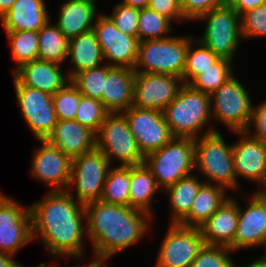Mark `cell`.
<instances>
[{
	"instance_id": "cell-25",
	"label": "cell",
	"mask_w": 266,
	"mask_h": 267,
	"mask_svg": "<svg viewBox=\"0 0 266 267\" xmlns=\"http://www.w3.org/2000/svg\"><path fill=\"white\" fill-rule=\"evenodd\" d=\"M49 20L45 0H16L0 19L5 32H38Z\"/></svg>"
},
{
	"instance_id": "cell-9",
	"label": "cell",
	"mask_w": 266,
	"mask_h": 267,
	"mask_svg": "<svg viewBox=\"0 0 266 267\" xmlns=\"http://www.w3.org/2000/svg\"><path fill=\"white\" fill-rule=\"evenodd\" d=\"M210 98L213 107L212 118L223 123L231 132L246 131L251 120L253 105L247 90L235 78V74L214 91Z\"/></svg>"
},
{
	"instance_id": "cell-30",
	"label": "cell",
	"mask_w": 266,
	"mask_h": 267,
	"mask_svg": "<svg viewBox=\"0 0 266 267\" xmlns=\"http://www.w3.org/2000/svg\"><path fill=\"white\" fill-rule=\"evenodd\" d=\"M38 59L63 65L68 56V39L50 20L38 31Z\"/></svg>"
},
{
	"instance_id": "cell-44",
	"label": "cell",
	"mask_w": 266,
	"mask_h": 267,
	"mask_svg": "<svg viewBox=\"0 0 266 267\" xmlns=\"http://www.w3.org/2000/svg\"><path fill=\"white\" fill-rule=\"evenodd\" d=\"M148 7L168 18L171 22L174 19L175 21L185 20L180 0H149Z\"/></svg>"
},
{
	"instance_id": "cell-22",
	"label": "cell",
	"mask_w": 266,
	"mask_h": 267,
	"mask_svg": "<svg viewBox=\"0 0 266 267\" xmlns=\"http://www.w3.org/2000/svg\"><path fill=\"white\" fill-rule=\"evenodd\" d=\"M47 140L71 160L96 148L95 133L75 120H58Z\"/></svg>"
},
{
	"instance_id": "cell-31",
	"label": "cell",
	"mask_w": 266,
	"mask_h": 267,
	"mask_svg": "<svg viewBox=\"0 0 266 267\" xmlns=\"http://www.w3.org/2000/svg\"><path fill=\"white\" fill-rule=\"evenodd\" d=\"M130 167H110L108 170L101 201L129 206Z\"/></svg>"
},
{
	"instance_id": "cell-53",
	"label": "cell",
	"mask_w": 266,
	"mask_h": 267,
	"mask_svg": "<svg viewBox=\"0 0 266 267\" xmlns=\"http://www.w3.org/2000/svg\"><path fill=\"white\" fill-rule=\"evenodd\" d=\"M45 265H46L45 263H41L39 267H46ZM23 267H25V266H23ZM47 267H49V266H47Z\"/></svg>"
},
{
	"instance_id": "cell-14",
	"label": "cell",
	"mask_w": 266,
	"mask_h": 267,
	"mask_svg": "<svg viewBox=\"0 0 266 267\" xmlns=\"http://www.w3.org/2000/svg\"><path fill=\"white\" fill-rule=\"evenodd\" d=\"M32 240L30 207L0 192V252L15 256Z\"/></svg>"
},
{
	"instance_id": "cell-49",
	"label": "cell",
	"mask_w": 266,
	"mask_h": 267,
	"mask_svg": "<svg viewBox=\"0 0 266 267\" xmlns=\"http://www.w3.org/2000/svg\"><path fill=\"white\" fill-rule=\"evenodd\" d=\"M95 259L90 262V264L86 265H81V266H75V267H106L105 262L107 261L106 259H102L99 256H94ZM49 267H59L57 265H51Z\"/></svg>"
},
{
	"instance_id": "cell-41",
	"label": "cell",
	"mask_w": 266,
	"mask_h": 267,
	"mask_svg": "<svg viewBox=\"0 0 266 267\" xmlns=\"http://www.w3.org/2000/svg\"><path fill=\"white\" fill-rule=\"evenodd\" d=\"M240 24L244 39L266 37V4L242 13Z\"/></svg>"
},
{
	"instance_id": "cell-38",
	"label": "cell",
	"mask_w": 266,
	"mask_h": 267,
	"mask_svg": "<svg viewBox=\"0 0 266 267\" xmlns=\"http://www.w3.org/2000/svg\"><path fill=\"white\" fill-rule=\"evenodd\" d=\"M82 95L69 81L53 97L54 110L58 120H74Z\"/></svg>"
},
{
	"instance_id": "cell-10",
	"label": "cell",
	"mask_w": 266,
	"mask_h": 267,
	"mask_svg": "<svg viewBox=\"0 0 266 267\" xmlns=\"http://www.w3.org/2000/svg\"><path fill=\"white\" fill-rule=\"evenodd\" d=\"M111 166L103 152L96 148L72 159L68 188L75 185L78 202L86 205L100 200Z\"/></svg>"
},
{
	"instance_id": "cell-15",
	"label": "cell",
	"mask_w": 266,
	"mask_h": 267,
	"mask_svg": "<svg viewBox=\"0 0 266 267\" xmlns=\"http://www.w3.org/2000/svg\"><path fill=\"white\" fill-rule=\"evenodd\" d=\"M105 63L111 67L135 68L139 41L121 32L106 14H99L93 27ZM111 62V64H110Z\"/></svg>"
},
{
	"instance_id": "cell-21",
	"label": "cell",
	"mask_w": 266,
	"mask_h": 267,
	"mask_svg": "<svg viewBox=\"0 0 266 267\" xmlns=\"http://www.w3.org/2000/svg\"><path fill=\"white\" fill-rule=\"evenodd\" d=\"M239 203L229 198L200 226L205 244L230 247L238 225Z\"/></svg>"
},
{
	"instance_id": "cell-20",
	"label": "cell",
	"mask_w": 266,
	"mask_h": 267,
	"mask_svg": "<svg viewBox=\"0 0 266 267\" xmlns=\"http://www.w3.org/2000/svg\"><path fill=\"white\" fill-rule=\"evenodd\" d=\"M61 68L60 64L35 59L23 64L13 75L24 86L54 95L70 81Z\"/></svg>"
},
{
	"instance_id": "cell-29",
	"label": "cell",
	"mask_w": 266,
	"mask_h": 267,
	"mask_svg": "<svg viewBox=\"0 0 266 267\" xmlns=\"http://www.w3.org/2000/svg\"><path fill=\"white\" fill-rule=\"evenodd\" d=\"M194 173L165 188L172 208L169 224H179L190 212L191 205L205 181L198 180Z\"/></svg>"
},
{
	"instance_id": "cell-33",
	"label": "cell",
	"mask_w": 266,
	"mask_h": 267,
	"mask_svg": "<svg viewBox=\"0 0 266 267\" xmlns=\"http://www.w3.org/2000/svg\"><path fill=\"white\" fill-rule=\"evenodd\" d=\"M172 22L149 7L140 9L138 41L160 40L170 37ZM169 34V35H168Z\"/></svg>"
},
{
	"instance_id": "cell-4",
	"label": "cell",
	"mask_w": 266,
	"mask_h": 267,
	"mask_svg": "<svg viewBox=\"0 0 266 267\" xmlns=\"http://www.w3.org/2000/svg\"><path fill=\"white\" fill-rule=\"evenodd\" d=\"M194 159V168L207 177L206 183L239 190H236L232 144H226L219 131L194 139Z\"/></svg>"
},
{
	"instance_id": "cell-52",
	"label": "cell",
	"mask_w": 266,
	"mask_h": 267,
	"mask_svg": "<svg viewBox=\"0 0 266 267\" xmlns=\"http://www.w3.org/2000/svg\"><path fill=\"white\" fill-rule=\"evenodd\" d=\"M259 192L265 197L266 199V187H264L263 189L259 190Z\"/></svg>"
},
{
	"instance_id": "cell-47",
	"label": "cell",
	"mask_w": 266,
	"mask_h": 267,
	"mask_svg": "<svg viewBox=\"0 0 266 267\" xmlns=\"http://www.w3.org/2000/svg\"><path fill=\"white\" fill-rule=\"evenodd\" d=\"M121 3L138 9L148 7L149 0H123Z\"/></svg>"
},
{
	"instance_id": "cell-28",
	"label": "cell",
	"mask_w": 266,
	"mask_h": 267,
	"mask_svg": "<svg viewBox=\"0 0 266 267\" xmlns=\"http://www.w3.org/2000/svg\"><path fill=\"white\" fill-rule=\"evenodd\" d=\"M162 189L155 177L143 163L130 167L129 207L152 216V199Z\"/></svg>"
},
{
	"instance_id": "cell-42",
	"label": "cell",
	"mask_w": 266,
	"mask_h": 267,
	"mask_svg": "<svg viewBox=\"0 0 266 267\" xmlns=\"http://www.w3.org/2000/svg\"><path fill=\"white\" fill-rule=\"evenodd\" d=\"M180 5L185 20L192 21L214 8L223 6V0H180Z\"/></svg>"
},
{
	"instance_id": "cell-26",
	"label": "cell",
	"mask_w": 266,
	"mask_h": 267,
	"mask_svg": "<svg viewBox=\"0 0 266 267\" xmlns=\"http://www.w3.org/2000/svg\"><path fill=\"white\" fill-rule=\"evenodd\" d=\"M73 70L67 76L71 79L75 74L101 66L104 57L101 46L93 30L82 33L68 40V56Z\"/></svg>"
},
{
	"instance_id": "cell-7",
	"label": "cell",
	"mask_w": 266,
	"mask_h": 267,
	"mask_svg": "<svg viewBox=\"0 0 266 267\" xmlns=\"http://www.w3.org/2000/svg\"><path fill=\"white\" fill-rule=\"evenodd\" d=\"M96 149L103 152L110 165L113 158L121 163L118 166L131 167L144 163L127 118L123 113H108L99 131L95 134Z\"/></svg>"
},
{
	"instance_id": "cell-12",
	"label": "cell",
	"mask_w": 266,
	"mask_h": 267,
	"mask_svg": "<svg viewBox=\"0 0 266 267\" xmlns=\"http://www.w3.org/2000/svg\"><path fill=\"white\" fill-rule=\"evenodd\" d=\"M204 245L200 228L170 224L158 249L155 267H190Z\"/></svg>"
},
{
	"instance_id": "cell-2",
	"label": "cell",
	"mask_w": 266,
	"mask_h": 267,
	"mask_svg": "<svg viewBox=\"0 0 266 267\" xmlns=\"http://www.w3.org/2000/svg\"><path fill=\"white\" fill-rule=\"evenodd\" d=\"M85 211L86 235L92 243L94 256L106 260L143 238L152 217L129 206L101 200L86 204Z\"/></svg>"
},
{
	"instance_id": "cell-11",
	"label": "cell",
	"mask_w": 266,
	"mask_h": 267,
	"mask_svg": "<svg viewBox=\"0 0 266 267\" xmlns=\"http://www.w3.org/2000/svg\"><path fill=\"white\" fill-rule=\"evenodd\" d=\"M13 80L21 117L37 140H46L58 122L52 101L53 95L24 86L14 75Z\"/></svg>"
},
{
	"instance_id": "cell-51",
	"label": "cell",
	"mask_w": 266,
	"mask_h": 267,
	"mask_svg": "<svg viewBox=\"0 0 266 267\" xmlns=\"http://www.w3.org/2000/svg\"><path fill=\"white\" fill-rule=\"evenodd\" d=\"M234 267H240V266L234 264ZM244 267H266V258L264 256H261L260 258L255 259L252 263H249Z\"/></svg>"
},
{
	"instance_id": "cell-24",
	"label": "cell",
	"mask_w": 266,
	"mask_h": 267,
	"mask_svg": "<svg viewBox=\"0 0 266 267\" xmlns=\"http://www.w3.org/2000/svg\"><path fill=\"white\" fill-rule=\"evenodd\" d=\"M60 7L55 24L68 40L93 30L99 16L96 0H67Z\"/></svg>"
},
{
	"instance_id": "cell-6",
	"label": "cell",
	"mask_w": 266,
	"mask_h": 267,
	"mask_svg": "<svg viewBox=\"0 0 266 267\" xmlns=\"http://www.w3.org/2000/svg\"><path fill=\"white\" fill-rule=\"evenodd\" d=\"M194 139L174 137L144 158V164L163 189L189 176L194 169Z\"/></svg>"
},
{
	"instance_id": "cell-36",
	"label": "cell",
	"mask_w": 266,
	"mask_h": 267,
	"mask_svg": "<svg viewBox=\"0 0 266 267\" xmlns=\"http://www.w3.org/2000/svg\"><path fill=\"white\" fill-rule=\"evenodd\" d=\"M194 46H196L194 48ZM220 59L209 48L194 39L188 47L186 66L183 72L184 84L189 85L199 74Z\"/></svg>"
},
{
	"instance_id": "cell-18",
	"label": "cell",
	"mask_w": 266,
	"mask_h": 267,
	"mask_svg": "<svg viewBox=\"0 0 266 267\" xmlns=\"http://www.w3.org/2000/svg\"><path fill=\"white\" fill-rule=\"evenodd\" d=\"M40 146L35 151L32 160L31 175L50 185L51 191H65L68 189L72 160L47 139L38 140Z\"/></svg>"
},
{
	"instance_id": "cell-35",
	"label": "cell",
	"mask_w": 266,
	"mask_h": 267,
	"mask_svg": "<svg viewBox=\"0 0 266 267\" xmlns=\"http://www.w3.org/2000/svg\"><path fill=\"white\" fill-rule=\"evenodd\" d=\"M232 62L231 60L220 58L210 68L199 74L189 85L195 90L211 95L234 75Z\"/></svg>"
},
{
	"instance_id": "cell-45",
	"label": "cell",
	"mask_w": 266,
	"mask_h": 267,
	"mask_svg": "<svg viewBox=\"0 0 266 267\" xmlns=\"http://www.w3.org/2000/svg\"><path fill=\"white\" fill-rule=\"evenodd\" d=\"M12 255L0 252V267H23L12 258Z\"/></svg>"
},
{
	"instance_id": "cell-19",
	"label": "cell",
	"mask_w": 266,
	"mask_h": 267,
	"mask_svg": "<svg viewBox=\"0 0 266 267\" xmlns=\"http://www.w3.org/2000/svg\"><path fill=\"white\" fill-rule=\"evenodd\" d=\"M248 200L246 210L239 205L238 225L233 244L229 247L234 252L266 244V199L256 191Z\"/></svg>"
},
{
	"instance_id": "cell-46",
	"label": "cell",
	"mask_w": 266,
	"mask_h": 267,
	"mask_svg": "<svg viewBox=\"0 0 266 267\" xmlns=\"http://www.w3.org/2000/svg\"><path fill=\"white\" fill-rule=\"evenodd\" d=\"M223 6L234 9L239 15L244 13V0H223Z\"/></svg>"
},
{
	"instance_id": "cell-40",
	"label": "cell",
	"mask_w": 266,
	"mask_h": 267,
	"mask_svg": "<svg viewBox=\"0 0 266 267\" xmlns=\"http://www.w3.org/2000/svg\"><path fill=\"white\" fill-rule=\"evenodd\" d=\"M139 12L140 9L120 2L114 7L112 14L107 16L121 32L138 39Z\"/></svg>"
},
{
	"instance_id": "cell-27",
	"label": "cell",
	"mask_w": 266,
	"mask_h": 267,
	"mask_svg": "<svg viewBox=\"0 0 266 267\" xmlns=\"http://www.w3.org/2000/svg\"><path fill=\"white\" fill-rule=\"evenodd\" d=\"M226 188L204 182L195 197L189 214L179 223L186 227H197L214 214L230 197L226 196Z\"/></svg>"
},
{
	"instance_id": "cell-16",
	"label": "cell",
	"mask_w": 266,
	"mask_h": 267,
	"mask_svg": "<svg viewBox=\"0 0 266 267\" xmlns=\"http://www.w3.org/2000/svg\"><path fill=\"white\" fill-rule=\"evenodd\" d=\"M184 85L183 78L178 76L136 72L132 106L163 112Z\"/></svg>"
},
{
	"instance_id": "cell-50",
	"label": "cell",
	"mask_w": 266,
	"mask_h": 267,
	"mask_svg": "<svg viewBox=\"0 0 266 267\" xmlns=\"http://www.w3.org/2000/svg\"><path fill=\"white\" fill-rule=\"evenodd\" d=\"M266 4V0H244V12Z\"/></svg>"
},
{
	"instance_id": "cell-48",
	"label": "cell",
	"mask_w": 266,
	"mask_h": 267,
	"mask_svg": "<svg viewBox=\"0 0 266 267\" xmlns=\"http://www.w3.org/2000/svg\"><path fill=\"white\" fill-rule=\"evenodd\" d=\"M16 0H0V19L3 18Z\"/></svg>"
},
{
	"instance_id": "cell-13",
	"label": "cell",
	"mask_w": 266,
	"mask_h": 267,
	"mask_svg": "<svg viewBox=\"0 0 266 267\" xmlns=\"http://www.w3.org/2000/svg\"><path fill=\"white\" fill-rule=\"evenodd\" d=\"M123 114L144 157L161 149L174 138L161 111L131 106Z\"/></svg>"
},
{
	"instance_id": "cell-3",
	"label": "cell",
	"mask_w": 266,
	"mask_h": 267,
	"mask_svg": "<svg viewBox=\"0 0 266 267\" xmlns=\"http://www.w3.org/2000/svg\"><path fill=\"white\" fill-rule=\"evenodd\" d=\"M211 108L209 94L185 84L177 97L163 110V114L174 137L197 139L218 131L209 126ZM205 127H208L207 130ZM203 129L205 130L202 132Z\"/></svg>"
},
{
	"instance_id": "cell-23",
	"label": "cell",
	"mask_w": 266,
	"mask_h": 267,
	"mask_svg": "<svg viewBox=\"0 0 266 267\" xmlns=\"http://www.w3.org/2000/svg\"><path fill=\"white\" fill-rule=\"evenodd\" d=\"M135 73L134 69L125 67L109 70L102 95L108 113H123L133 105Z\"/></svg>"
},
{
	"instance_id": "cell-32",
	"label": "cell",
	"mask_w": 266,
	"mask_h": 267,
	"mask_svg": "<svg viewBox=\"0 0 266 267\" xmlns=\"http://www.w3.org/2000/svg\"><path fill=\"white\" fill-rule=\"evenodd\" d=\"M10 44L13 60L16 67L13 73L23 64L38 59L39 53V36L34 31H15L5 32Z\"/></svg>"
},
{
	"instance_id": "cell-5",
	"label": "cell",
	"mask_w": 266,
	"mask_h": 267,
	"mask_svg": "<svg viewBox=\"0 0 266 267\" xmlns=\"http://www.w3.org/2000/svg\"><path fill=\"white\" fill-rule=\"evenodd\" d=\"M193 40L194 38L187 36L172 35L165 39L139 42L134 71L166 74L182 78L186 66L188 47Z\"/></svg>"
},
{
	"instance_id": "cell-34",
	"label": "cell",
	"mask_w": 266,
	"mask_h": 267,
	"mask_svg": "<svg viewBox=\"0 0 266 267\" xmlns=\"http://www.w3.org/2000/svg\"><path fill=\"white\" fill-rule=\"evenodd\" d=\"M111 68L110 65L105 63L101 66L83 70L75 74L70 81L82 96L97 99L102 102L105 81Z\"/></svg>"
},
{
	"instance_id": "cell-39",
	"label": "cell",
	"mask_w": 266,
	"mask_h": 267,
	"mask_svg": "<svg viewBox=\"0 0 266 267\" xmlns=\"http://www.w3.org/2000/svg\"><path fill=\"white\" fill-rule=\"evenodd\" d=\"M231 252L233 251L229 247L205 244L190 267H234Z\"/></svg>"
},
{
	"instance_id": "cell-8",
	"label": "cell",
	"mask_w": 266,
	"mask_h": 267,
	"mask_svg": "<svg viewBox=\"0 0 266 267\" xmlns=\"http://www.w3.org/2000/svg\"><path fill=\"white\" fill-rule=\"evenodd\" d=\"M207 21L203 35L196 38L220 58L233 61L235 51L243 38L240 15L232 8L217 7L197 20Z\"/></svg>"
},
{
	"instance_id": "cell-37",
	"label": "cell",
	"mask_w": 266,
	"mask_h": 267,
	"mask_svg": "<svg viewBox=\"0 0 266 267\" xmlns=\"http://www.w3.org/2000/svg\"><path fill=\"white\" fill-rule=\"evenodd\" d=\"M107 114L100 100L82 96L74 120L96 134Z\"/></svg>"
},
{
	"instance_id": "cell-43",
	"label": "cell",
	"mask_w": 266,
	"mask_h": 267,
	"mask_svg": "<svg viewBox=\"0 0 266 267\" xmlns=\"http://www.w3.org/2000/svg\"><path fill=\"white\" fill-rule=\"evenodd\" d=\"M253 126V128H252ZM252 129H255L252 131ZM246 132L253 138L266 143V101L260 105L254 106L251 114V120Z\"/></svg>"
},
{
	"instance_id": "cell-17",
	"label": "cell",
	"mask_w": 266,
	"mask_h": 267,
	"mask_svg": "<svg viewBox=\"0 0 266 267\" xmlns=\"http://www.w3.org/2000/svg\"><path fill=\"white\" fill-rule=\"evenodd\" d=\"M242 139L232 143L236 189L238 177L256 182L259 189L266 187V143L251 137L246 131L234 132Z\"/></svg>"
},
{
	"instance_id": "cell-1",
	"label": "cell",
	"mask_w": 266,
	"mask_h": 267,
	"mask_svg": "<svg viewBox=\"0 0 266 267\" xmlns=\"http://www.w3.org/2000/svg\"><path fill=\"white\" fill-rule=\"evenodd\" d=\"M71 190H50L42 200L29 206L32 239L39 236L53 257L72 256L80 260L85 253L86 211Z\"/></svg>"
}]
</instances>
